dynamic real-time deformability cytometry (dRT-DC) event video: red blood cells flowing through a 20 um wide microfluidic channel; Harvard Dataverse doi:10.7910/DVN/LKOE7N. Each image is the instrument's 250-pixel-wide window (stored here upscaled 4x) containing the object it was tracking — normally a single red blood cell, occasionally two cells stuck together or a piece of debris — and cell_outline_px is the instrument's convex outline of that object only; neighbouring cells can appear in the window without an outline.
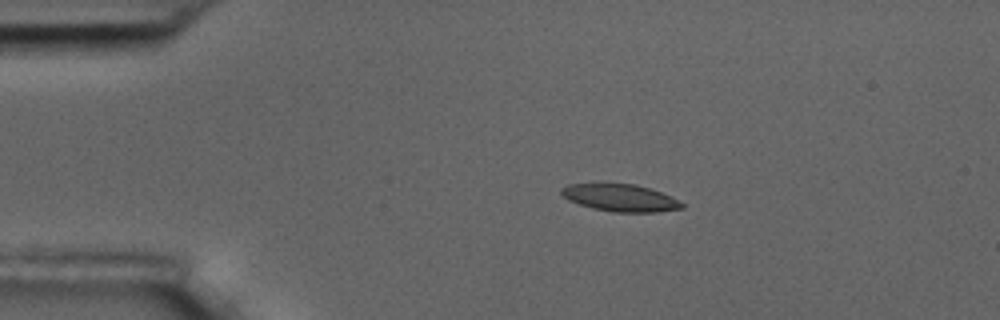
{"species": "common noctule bat (a hibernating species)", "species_latin": "Nyctalus noctula", "temperature_condition": "room temperature", "stored_images_in_passage": 10, "camera_frame_rate_fps": 3000, "um_per_image_px": 0.085, "animal": {"sex": "male", "body_mass_g": 17.5, "forearm_length_mm": 52.3}, "frame": {"image": 1, "passage_image": 4, "time_ms": 3.667, "image_size_px": [1000, 320], "cell_outline_px": [[684, 208], [656, 212], [612, 212], [592, 208], [568, 200], [560, 192], [560, 188], [568, 184], [636, 184], [672, 196], [684, 204]], "centroid_in_image_um": [52.73, 16.82], "position_along_channel_um": 32.3, "area_um2": 19.02}}
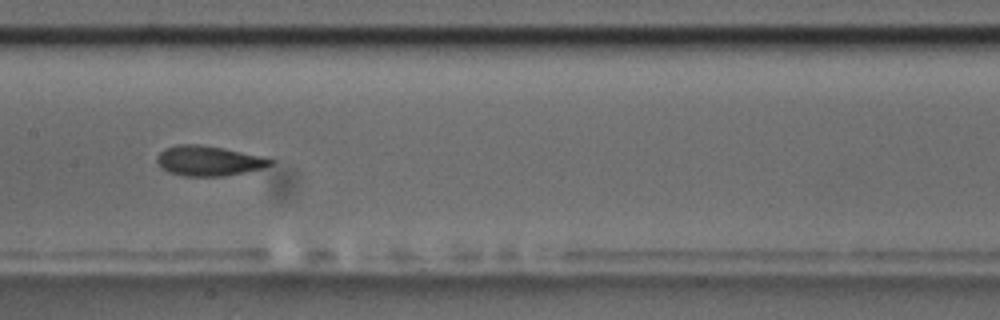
{"frame": {"image": 2, "passage_image": 9, "time_ms": 9.333, "image_size_px": [1000, 320], "cell_outline_px": [[276, 160], [272, 164], [264, 168], [224, 176], [184, 176], [168, 172], [156, 160], [156, 156], [164, 148], [176, 144], [200, 144], [224, 148], [264, 156]], "centroid_in_image_um": [17.77, 13.66], "position_along_channel_um": 189.6, "area_um2": 20.0}}
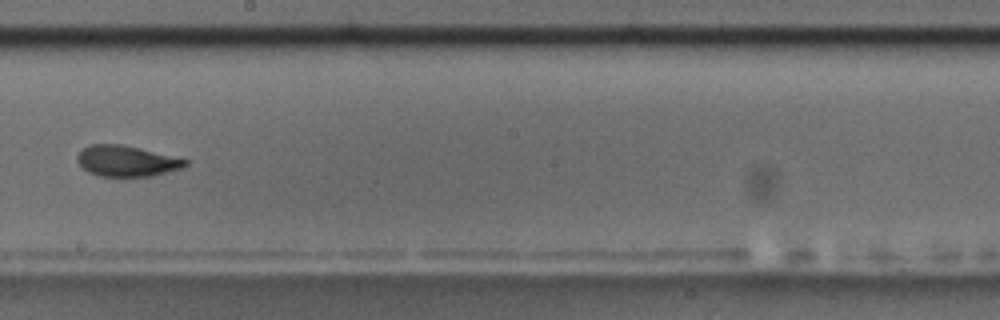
{"frame": {"image": 3, "passage_image": 10, "time_ms": 10.667, "image_size_px": [1000, 320], "cell_outline_px": [[188, 164], [184, 168], [152, 176], [100, 176], [88, 172], [76, 160], [76, 156], [88, 144], [120, 144], [188, 160]], "centroid_in_image_um": [10.75, 13.69], "position_along_channel_um": 237.5, "area_um2": 19.19}}